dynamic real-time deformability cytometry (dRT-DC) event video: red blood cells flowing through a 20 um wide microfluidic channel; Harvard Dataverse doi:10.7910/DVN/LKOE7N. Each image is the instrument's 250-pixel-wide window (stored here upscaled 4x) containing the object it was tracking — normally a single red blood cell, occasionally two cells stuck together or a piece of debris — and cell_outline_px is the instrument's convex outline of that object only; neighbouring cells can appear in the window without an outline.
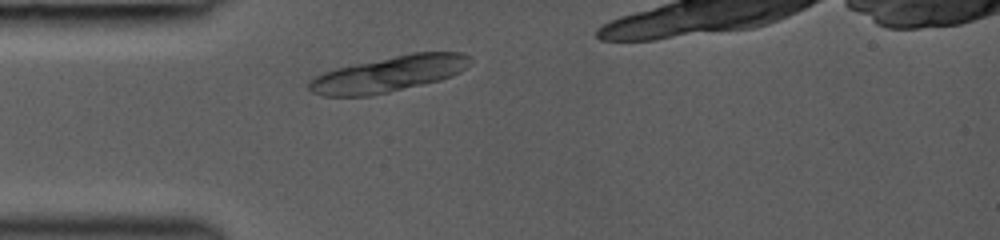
{"species": "common noctule bat (a hibernating species)", "species_latin": "Nyctalus noctula", "temperature_condition": "room temperature", "stored_images_in_passage": 2, "camera_frame_rate_fps": 3000, "um_per_image_px": 0.085, "animal": {"sex": "female", "body_mass_g": 19.0, "forearm_length_mm": 53.3}, "frame": {"image": 1, "passage_image": 2, "time_ms": 1.0, "image_size_px": [1000, 240], "cell_outline_px": [[472, 60], [460, 72], [440, 80], [388, 92], [368, 96], [324, 96], [312, 92], [308, 88], [308, 80], [324, 72], [336, 68], [412, 52], [464, 52], [472, 56]], "centroid_in_image_um": [33.06, 6.28], "position_along_channel_um": 51.9, "area_um2": 33.41}}